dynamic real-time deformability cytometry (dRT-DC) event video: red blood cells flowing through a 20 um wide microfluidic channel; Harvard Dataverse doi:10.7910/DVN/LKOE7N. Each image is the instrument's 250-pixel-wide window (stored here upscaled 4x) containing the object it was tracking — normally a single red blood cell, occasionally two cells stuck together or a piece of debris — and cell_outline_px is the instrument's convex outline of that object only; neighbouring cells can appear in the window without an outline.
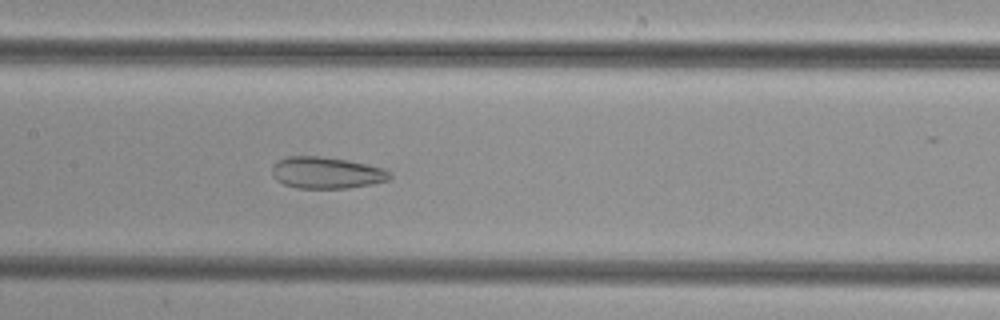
{"species": "common noctule bat (a hibernating species)", "species_latin": "Nyctalus noctula", "temperature_condition": "cold", "stored_images_in_passage": 33, "camera_frame_rate_fps": 3000, "um_per_image_px": 0.085, "animal": {"sex": "female", "body_mass_g": 29.2, "forearm_length_mm": 56.3}, "frame": {"image": 1, "passage_image": 11, "time_ms": 3.333, "image_size_px": [1000, 320], "cell_outline_px": [[392, 176], [388, 180], [372, 184], [348, 188], [296, 188], [284, 184], [276, 180], [272, 176], [272, 168], [280, 160], [288, 156], [320, 156], [348, 160], [368, 164], [384, 168], [392, 172]], "centroid_in_image_um": [27.79, 14.69], "position_along_channel_um": 179.6, "area_um2": 21.79}}
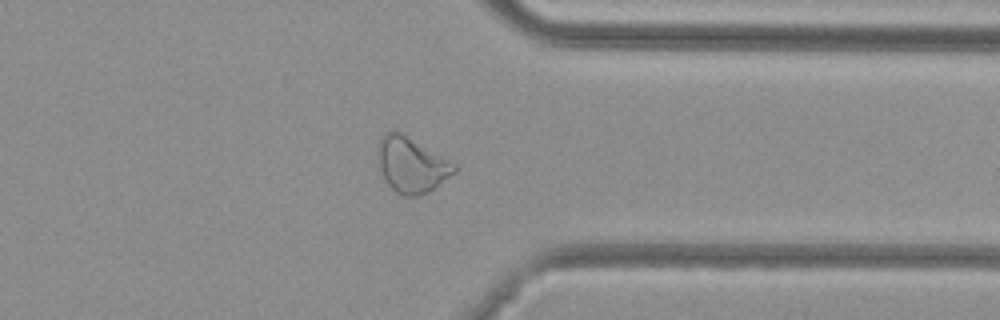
{"frame": {"image": 2, "passage_image": 26, "time_ms": 8.333, "image_size_px": [1000, 320], "cell_outline_px": [[456, 172], [428, 192], [420, 196], [404, 196], [396, 192], [388, 184], [376, 168], [380, 140], [392, 128], [400, 132], [456, 164]], "centroid_in_image_um": [34.94, 14.03], "position_along_channel_um": 376.5, "area_um2": 24.57}}
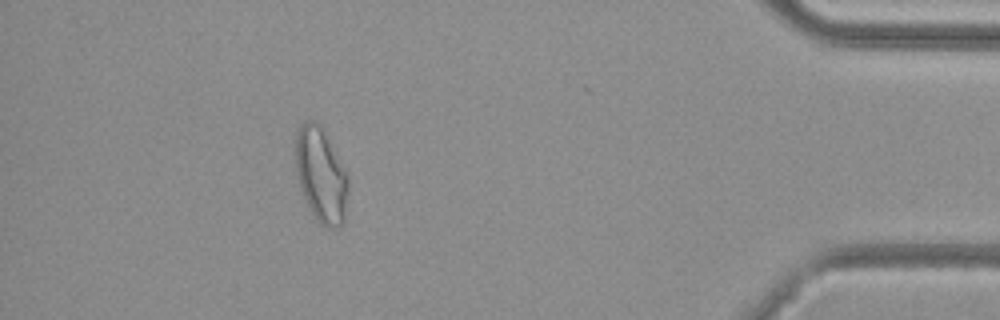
{"frame": {"image": 3, "passage_image": 32, "time_ms": 10.333, "image_size_px": [1000, 320], "cell_outline_px": [[348, 192], [344, 220], [336, 228], [324, 228], [316, 220], [300, 188], [296, 172], [296, 132], [300, 124], [308, 120], [316, 120], [320, 124], [344, 168], [348, 180]], "centroid_in_image_um": [27.28, 14.88], "position_along_channel_um": 407.9, "area_um2": 28.84}}